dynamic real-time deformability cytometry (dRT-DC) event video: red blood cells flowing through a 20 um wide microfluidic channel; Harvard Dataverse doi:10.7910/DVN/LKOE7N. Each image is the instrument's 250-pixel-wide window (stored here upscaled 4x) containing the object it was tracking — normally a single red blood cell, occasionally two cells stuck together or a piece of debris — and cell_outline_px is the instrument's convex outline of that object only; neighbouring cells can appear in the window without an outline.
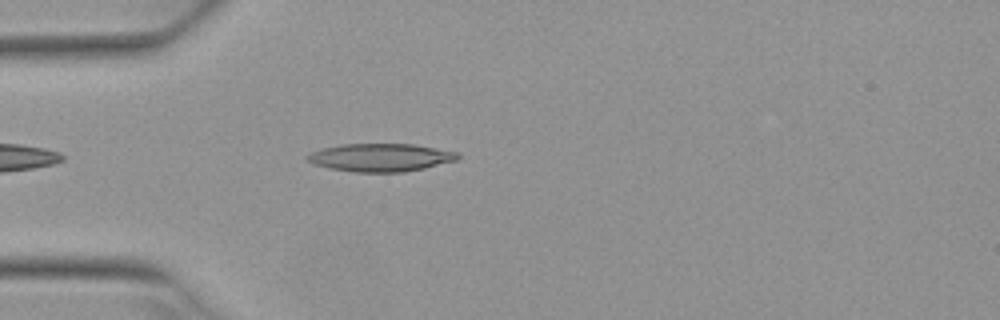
{"species": "Egyptian fruit bat (a non-hibernating species)", "species_latin": "Rousettus aegyptiacus", "temperature_condition": "warm", "stored_images_in_passage": 1, "camera_frame_rate_fps": 3000, "um_per_image_px": 0.085, "animal": {"sex": "female"}, "frame": {"image": 1, "passage_image": 1, "time_ms": 0.0, "image_size_px": [1000, 320], "cell_outline_px": [[460, 156], [456, 160], [424, 168], [404, 172], [356, 172], [332, 168], [316, 164], [308, 160], [304, 156], [312, 152], [324, 148], [340, 144], [412, 144], [460, 152]], "centroid_in_image_um": [32.39, 13.38], "position_along_channel_um": 52.6, "area_um2": 24.28}}